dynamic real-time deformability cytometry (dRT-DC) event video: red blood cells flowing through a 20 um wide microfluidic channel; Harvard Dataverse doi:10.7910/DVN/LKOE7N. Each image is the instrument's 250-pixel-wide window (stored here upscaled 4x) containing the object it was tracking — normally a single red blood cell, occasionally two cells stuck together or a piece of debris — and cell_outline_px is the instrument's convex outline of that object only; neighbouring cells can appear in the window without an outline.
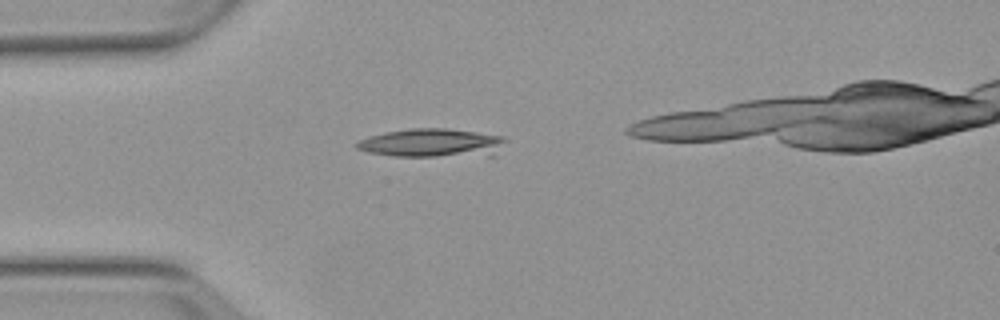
{"species": "Egyptian fruit bat (a non-hibernating species)", "species_latin": "Rousettus aegyptiacus", "temperature_condition": "warm", "stored_images_in_passage": 2, "camera_frame_rate_fps": 3000, "um_per_image_px": 0.085, "animal": {"sex": "female"}, "frame": {"image": 1, "passage_image": 1, "time_ms": 0.0, "image_size_px": [1000, 320], "cell_outline_px": [[508, 140], [496, 156], [392, 156], [368, 152], [356, 148], [356, 144], [360, 140], [368, 136], [384, 132], [408, 128], [444, 128], [476, 132], [504, 136]], "centroid_in_image_um": [36.79, 12.16], "position_along_channel_um": 48.2, "area_um2": 25.2}}